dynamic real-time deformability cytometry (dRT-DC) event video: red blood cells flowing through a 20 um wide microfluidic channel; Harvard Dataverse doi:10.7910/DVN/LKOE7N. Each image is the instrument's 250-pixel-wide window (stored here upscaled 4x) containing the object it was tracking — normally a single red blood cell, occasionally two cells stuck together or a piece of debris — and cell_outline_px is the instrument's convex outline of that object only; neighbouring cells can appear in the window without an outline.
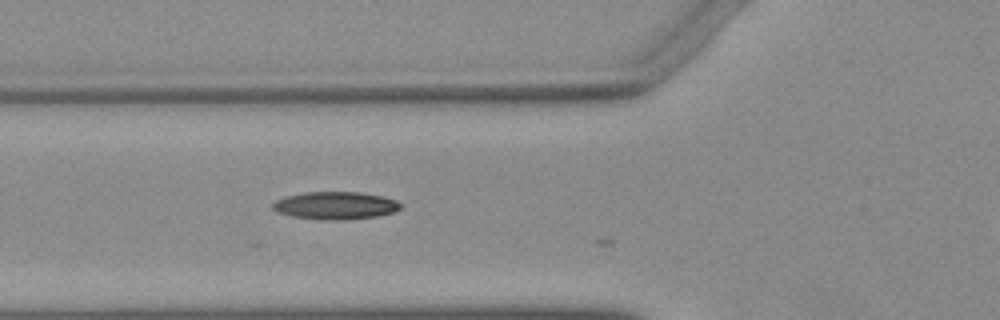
{"species": "Egyptian fruit bat (a non-hibernating species)", "species_latin": "Rousettus aegyptiacus", "temperature_condition": "warm", "stored_images_in_passage": 12, "camera_frame_rate_fps": 3000, "um_per_image_px": 0.085, "animal": {"sex": "female"}, "frame": {"image": 1, "passage_image": 11, "time_ms": 3.333, "image_size_px": [1000, 320], "cell_outline_px": [[400, 208], [392, 212], [376, 216], [340, 220], [324, 220], [292, 216], [276, 212], [272, 208], [272, 204], [276, 200], [284, 196], [304, 192], [360, 192], [380, 196], [396, 200], [400, 204]], "centroid_in_image_um": [28.44, 17.46], "position_along_channel_um": 97.4, "area_um2": 20.46}}